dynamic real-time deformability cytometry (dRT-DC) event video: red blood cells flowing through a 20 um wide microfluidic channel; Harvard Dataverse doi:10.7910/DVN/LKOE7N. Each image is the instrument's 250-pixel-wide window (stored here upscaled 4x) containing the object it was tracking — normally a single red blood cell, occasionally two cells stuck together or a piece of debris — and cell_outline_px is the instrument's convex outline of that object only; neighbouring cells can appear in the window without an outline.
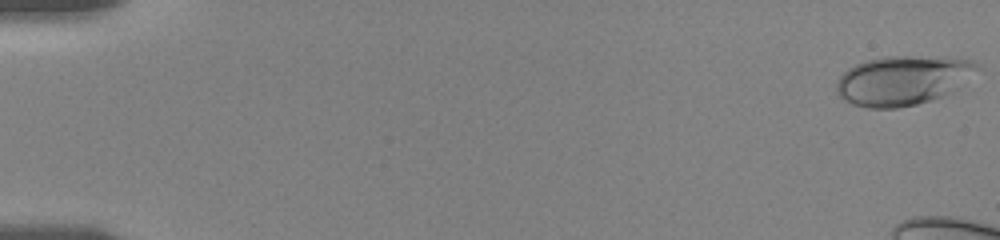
{"species": "human", "species_latin": "Homo sapiens", "temperature_condition": "room temperature", "stored_images_in_passage": 19, "camera_frame_rate_fps": 3000, "um_per_image_px": 0.085, "donor": {"sex": "female"}, "frame": {"image": 1, "passage_image": 1, "time_ms": 0.0, "image_size_px": [1000, 240], "cell_outline_px": [[980, 68], [948, 92], [932, 100], [916, 104], [896, 108], [868, 108], [852, 104], [836, 96], [836, 80], [848, 68], [864, 60], [884, 56], [940, 56], [972, 60], [980, 64]], "centroid_in_image_um": [76.66, 6.81], "position_along_channel_um": 8.3, "area_um2": 40.52}}